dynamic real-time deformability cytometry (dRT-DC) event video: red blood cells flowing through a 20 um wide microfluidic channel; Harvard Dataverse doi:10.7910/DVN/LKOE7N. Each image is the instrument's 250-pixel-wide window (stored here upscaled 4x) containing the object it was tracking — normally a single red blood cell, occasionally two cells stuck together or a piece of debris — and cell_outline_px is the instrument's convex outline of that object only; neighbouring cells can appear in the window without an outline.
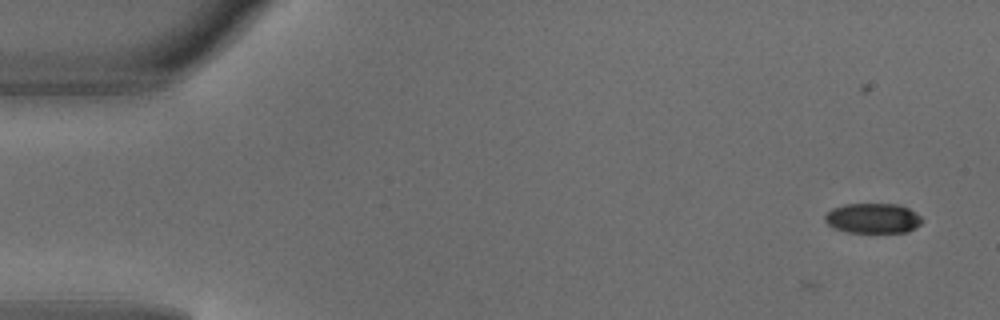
{"species": "common noctule bat (a hibernating species)", "species_latin": "Nyctalus noctula", "temperature_condition": "warm", "stored_images_in_passage": 5, "camera_frame_rate_fps": 3000, "um_per_image_px": 0.085, "animal": {"sex": "male", "body_mass_g": 18.8}, "frame": {"image": 1, "passage_image": 2, "time_ms": 0.333, "image_size_px": [1000, 320], "cell_outline_px": [[924, 220], [916, 228], [908, 232], [848, 232], [836, 228], [828, 224], [824, 220], [824, 216], [832, 208], [844, 204], [896, 204], [908, 208], [920, 216]], "centroid_in_image_um": [74.21, 18.55], "position_along_channel_um": 10.8, "area_um2": 16.94}}
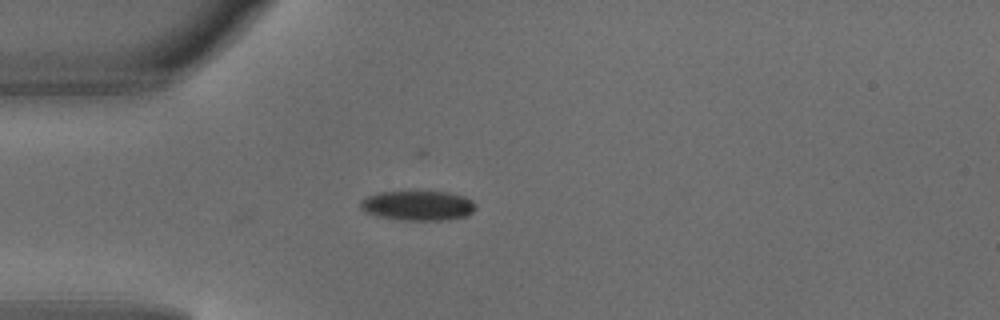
{"frame": {"image": 2, "passage_image": 5, "time_ms": 1.333, "image_size_px": [1000, 320], "cell_outline_px": [[476, 208], [468, 216], [448, 220], [400, 220], [380, 216], [368, 212], [360, 208], [360, 200], [368, 196], [380, 192], [448, 192], [464, 196], [472, 200], [476, 204]], "centroid_in_image_um": [35.57, 17.48], "position_along_channel_um": 49.4, "area_um2": 19.94}}